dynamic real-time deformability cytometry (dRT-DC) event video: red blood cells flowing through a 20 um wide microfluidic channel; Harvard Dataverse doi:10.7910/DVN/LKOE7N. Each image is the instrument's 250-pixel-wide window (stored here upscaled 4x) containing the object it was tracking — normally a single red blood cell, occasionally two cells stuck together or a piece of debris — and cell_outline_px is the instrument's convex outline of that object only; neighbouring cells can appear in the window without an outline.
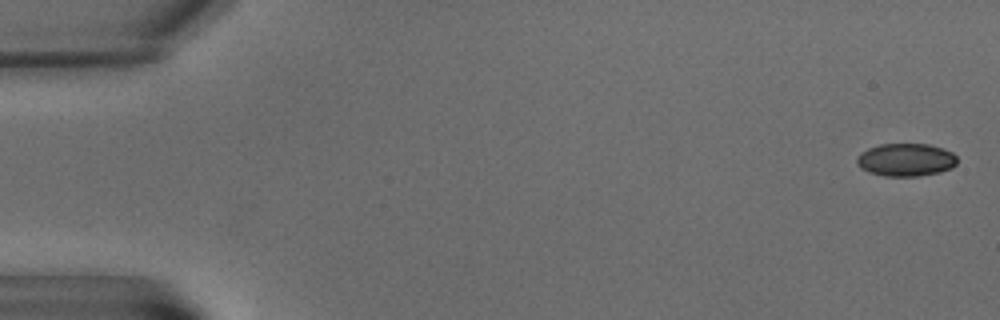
{"species": "common noctule bat (a hibernating species)", "species_latin": "Nyctalus noctula", "temperature_condition": "warm", "stored_images_in_passage": 9, "camera_frame_rate_fps": 3000, "um_per_image_px": 0.085, "animal": {"sex": "male", "body_mass_g": 15.6}, "frame": {"image": 1, "passage_image": 1, "time_ms": 0.0, "image_size_px": [1000, 320], "cell_outline_px": [[956, 164], [952, 168], [940, 172], [920, 176], [884, 176], [868, 172], [860, 168], [856, 164], [856, 156], [860, 152], [868, 148], [880, 144], [928, 144], [944, 148], [952, 152], [956, 156]], "centroid_in_image_um": [76.97, 13.58], "position_along_channel_um": 8.0, "area_um2": 19.48}}
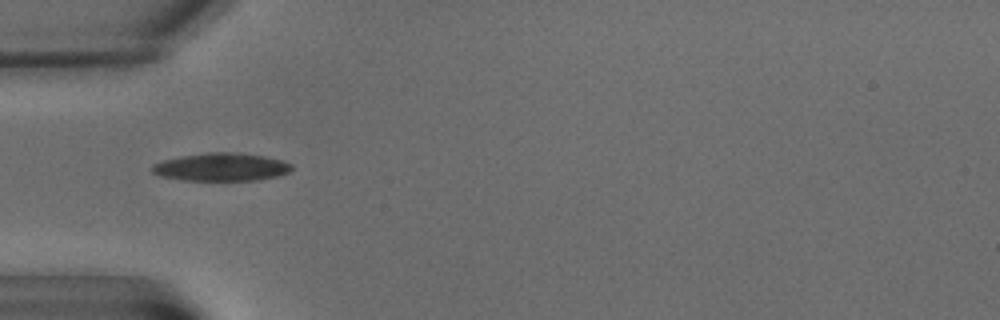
{"frame": {"image": 2, "passage_image": 7, "time_ms": 7.333, "image_size_px": [1000, 320], "cell_outline_px": [[292, 168], [288, 172], [276, 176], [256, 180], [180, 180], [160, 176], [152, 172], [148, 168], [152, 164], [164, 160], [180, 156], [208, 152], [236, 152], [264, 156], [280, 160], [292, 164]], "centroid_in_image_um": [18.74, 14.19], "position_along_channel_um": 66.3, "area_um2": 22.77}}
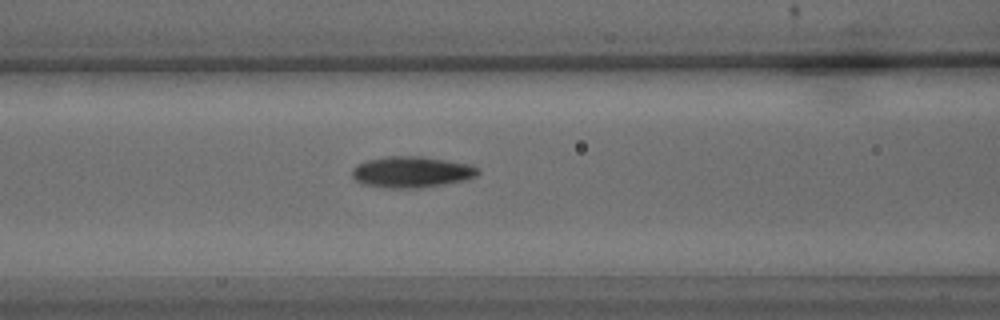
{"frame": {"image": 3, "passage_image": 9, "time_ms": 9.667, "image_size_px": [1000, 320], "cell_outline_px": [[480, 172], [476, 176], [464, 180], [444, 184], [420, 188], [384, 188], [364, 184], [356, 180], [352, 176], [352, 168], [356, 164], [368, 160], [384, 156], [420, 156], [472, 164]], "centroid_in_image_um": [34.97, 14.62], "position_along_channel_um": 131.6, "area_um2": 22.95}}